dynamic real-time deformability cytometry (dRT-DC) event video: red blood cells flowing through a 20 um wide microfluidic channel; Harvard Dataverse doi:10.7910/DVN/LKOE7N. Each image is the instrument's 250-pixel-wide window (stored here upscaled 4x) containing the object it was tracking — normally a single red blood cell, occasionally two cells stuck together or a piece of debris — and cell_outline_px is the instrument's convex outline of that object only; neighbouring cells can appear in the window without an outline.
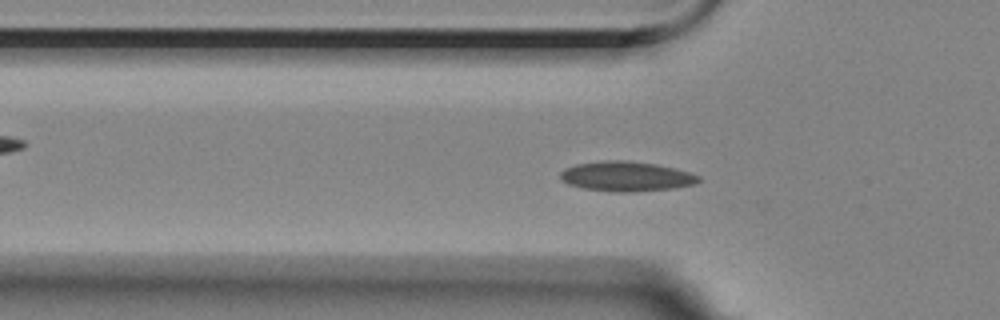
{"species": "Egyptian fruit bat (a non-hibernating species)", "species_latin": "Rousettus aegyptiacus", "temperature_condition": "room temperature", "stored_images_in_passage": 13, "camera_frame_rate_fps": 3000, "um_per_image_px": 0.085, "animal": {"sex": "female"}, "frame": {"image": 1, "passage_image": 12, "time_ms": 3.667, "image_size_px": [1000, 320], "cell_outline_px": [[700, 180], [696, 184], [676, 188], [632, 192], [616, 192], [584, 188], [568, 184], [560, 180], [560, 172], [564, 168], [576, 164], [608, 160], [624, 160], [656, 164], [688, 172], [700, 176]], "centroid_in_image_um": [53.22, 15.0], "position_along_channel_um": 72.6, "area_um2": 24.04}}